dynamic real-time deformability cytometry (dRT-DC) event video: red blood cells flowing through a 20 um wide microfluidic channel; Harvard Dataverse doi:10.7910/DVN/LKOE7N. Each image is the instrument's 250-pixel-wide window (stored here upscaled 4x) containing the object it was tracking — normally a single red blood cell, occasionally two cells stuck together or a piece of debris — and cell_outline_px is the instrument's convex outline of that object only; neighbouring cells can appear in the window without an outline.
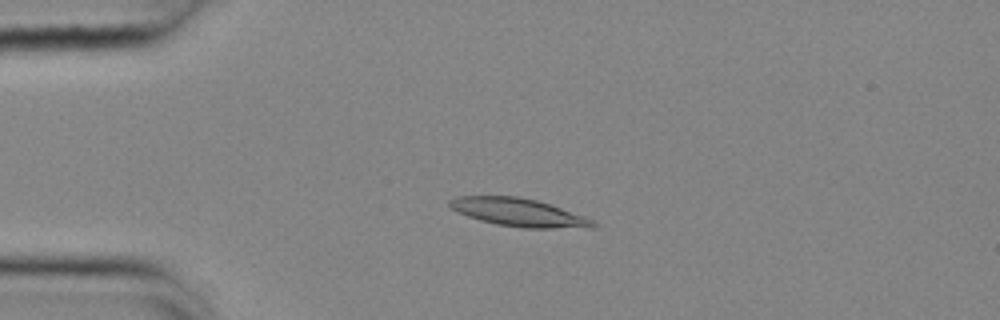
{"species": "common noctule bat (a hibernating species)", "species_latin": "Nyctalus noctula", "temperature_condition": "cold", "stored_images_in_passage": 55, "camera_frame_rate_fps": 3000, "um_per_image_px": 0.085, "animal": {"sex": "female", "body_mass_g": 25.1}, "frame": {"image": 1, "passage_image": 13, "time_ms": 4.0, "image_size_px": [1000, 320], "cell_outline_px": [[600, 224], [596, 228], [524, 228], [496, 224], [480, 220], [456, 212], [448, 204], [448, 200], [456, 196], [516, 196], [536, 200], [584, 216]], "centroid_in_image_um": [44.09, 18.06], "position_along_channel_um": 40.9, "area_um2": 23.41}}
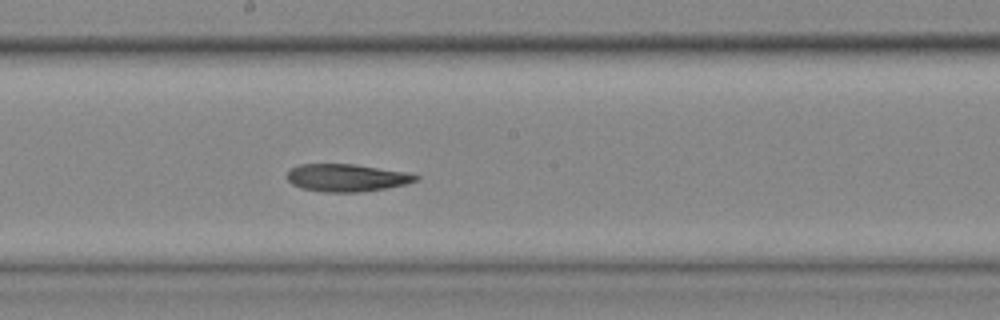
{"frame": {"image": 2, "passage_image": 30, "time_ms": 9.667, "image_size_px": [1000, 320], "cell_outline_px": [[420, 180], [404, 184], [384, 188], [360, 192], [324, 192], [300, 188], [292, 184], [288, 180], [288, 172], [292, 168], [300, 164], [356, 164], [404, 172], [420, 176]], "centroid_in_image_um": [29.46, 15.11], "position_along_channel_um": 218.7, "area_um2": 20.52}}
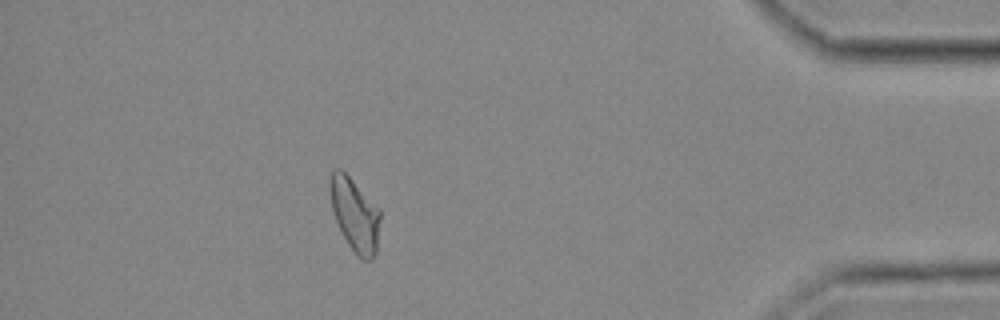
{"frame": {"image": 3, "passage_image": 49, "time_ms": 16.0, "image_size_px": [1000, 320], "cell_outline_px": [[380, 220], [376, 252], [372, 260], [364, 260], [348, 244], [332, 212], [328, 188], [328, 180], [332, 168], [340, 168], [380, 208]], "centroid_in_image_um": [30.13, 18.18], "position_along_channel_um": 405.1, "area_um2": 21.44}}